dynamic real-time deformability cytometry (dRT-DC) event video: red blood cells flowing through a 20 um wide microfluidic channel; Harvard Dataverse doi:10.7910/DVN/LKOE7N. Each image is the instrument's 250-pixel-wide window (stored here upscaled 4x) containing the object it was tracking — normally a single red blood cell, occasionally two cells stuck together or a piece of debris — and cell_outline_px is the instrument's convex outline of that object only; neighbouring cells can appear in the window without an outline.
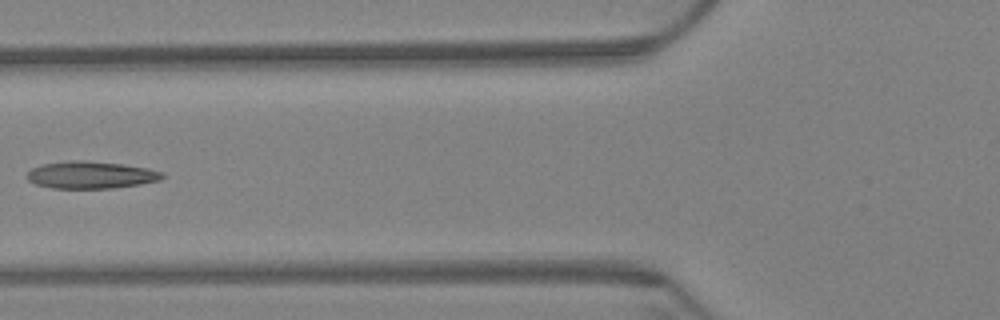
{"species": "Egyptian fruit bat (a non-hibernating species)", "species_latin": "Rousettus aegyptiacus", "temperature_condition": "warm", "stored_images_in_passage": 7, "camera_frame_rate_fps": 3000, "um_per_image_px": 0.085, "animal": {"sex": "female"}, "frame": {"image": 1, "passage_image": 7, "time_ms": 2.0, "image_size_px": [1000, 320], "cell_outline_px": [[164, 176], [160, 180], [140, 184], [112, 188], [52, 188], [36, 184], [28, 180], [24, 176], [32, 168], [40, 164], [72, 160], [88, 160], [124, 164], [148, 168], [164, 172]], "centroid_in_image_um": [7.71, 14.86], "position_along_channel_um": 118.1, "area_um2": 21.68}}